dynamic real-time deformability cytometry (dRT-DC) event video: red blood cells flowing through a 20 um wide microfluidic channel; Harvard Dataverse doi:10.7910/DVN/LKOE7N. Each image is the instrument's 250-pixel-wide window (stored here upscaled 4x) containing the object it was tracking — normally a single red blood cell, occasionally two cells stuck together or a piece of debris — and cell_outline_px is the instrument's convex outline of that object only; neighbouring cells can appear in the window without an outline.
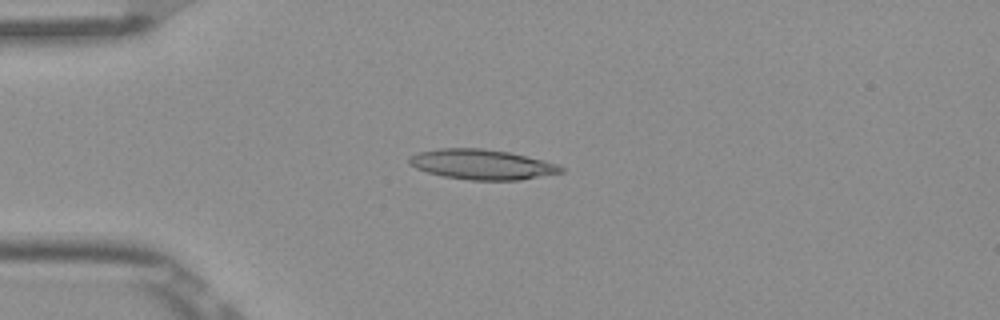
{"species": "Egyptian fruit bat (a non-hibernating species)", "species_latin": "Rousettus aegyptiacus", "temperature_condition": "room temperature", "stored_images_in_passage": 5, "camera_frame_rate_fps": 3000, "um_per_image_px": 0.085, "frame": {"image": 1, "passage_image": 4, "time_ms": 1.0, "image_size_px": [1000, 320], "cell_outline_px": [[564, 172], [520, 180], [472, 180], [444, 176], [428, 172], [416, 168], [408, 164], [408, 156], [416, 152], [440, 148], [480, 148], [508, 152], [544, 160], [560, 164], [564, 168]], "centroid_in_image_um": [40.96, 13.97], "position_along_channel_um": 44.0, "area_um2": 26.7}}